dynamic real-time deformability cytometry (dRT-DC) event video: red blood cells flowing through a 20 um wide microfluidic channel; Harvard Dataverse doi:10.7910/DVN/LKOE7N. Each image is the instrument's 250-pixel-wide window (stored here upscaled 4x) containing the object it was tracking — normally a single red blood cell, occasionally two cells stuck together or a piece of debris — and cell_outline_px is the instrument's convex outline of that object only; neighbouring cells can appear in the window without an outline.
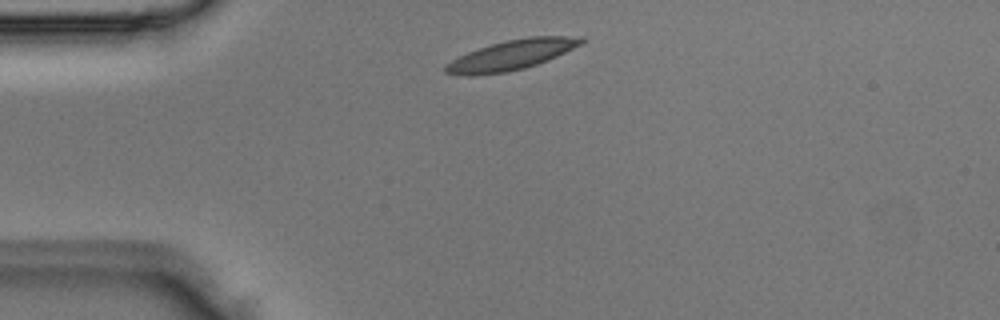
{"species": "Egyptian fruit bat (a non-hibernating species)", "species_latin": "Rousettus aegyptiacus", "temperature_condition": "room temperature", "stored_images_in_passage": 1, "camera_frame_rate_fps": 3000, "um_per_image_px": 0.085, "animal": {"sex": "male"}, "frame": {"image": 1, "passage_image": 1, "time_ms": 0.0, "image_size_px": [1000, 320], "cell_outline_px": [[588, 40], [584, 44], [548, 60], [524, 68], [504, 72], [472, 76], [460, 76], [444, 72], [444, 68], [452, 60], [468, 52], [504, 40], [528, 36], [584, 36]], "centroid_in_image_um": [43.56, 4.66], "position_along_channel_um": 41.4, "area_um2": 23.81}}